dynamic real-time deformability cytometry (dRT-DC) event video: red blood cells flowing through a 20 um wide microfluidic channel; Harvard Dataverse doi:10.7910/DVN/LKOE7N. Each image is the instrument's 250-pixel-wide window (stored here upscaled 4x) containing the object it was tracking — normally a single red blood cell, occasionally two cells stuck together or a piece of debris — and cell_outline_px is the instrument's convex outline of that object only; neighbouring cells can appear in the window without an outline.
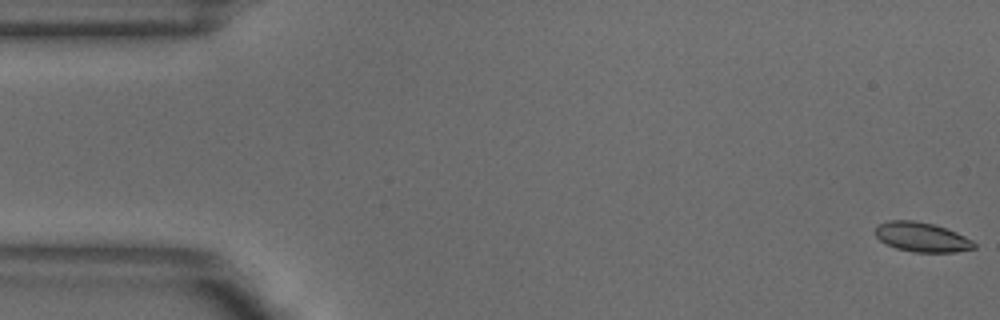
{"species": "common noctule bat (a hibernating species)", "species_latin": "Nyctalus noctula", "temperature_condition": "warm", "stored_images_in_passage": 5, "camera_frame_rate_fps": 3000, "um_per_image_px": 0.085, "animal": {"sex": "male", "body_mass_g": 18.8}, "frame": {"image": 1, "passage_image": 1, "time_ms": 0.0, "image_size_px": [1000, 320], "cell_outline_px": [[976, 248], [956, 252], [912, 252], [896, 248], [884, 244], [876, 236], [876, 224], [888, 220], [912, 220], [932, 224], [956, 232], [972, 240], [976, 244]], "centroid_in_image_um": [78.33, 20.16], "position_along_channel_um": 6.7, "area_um2": 17.05}}
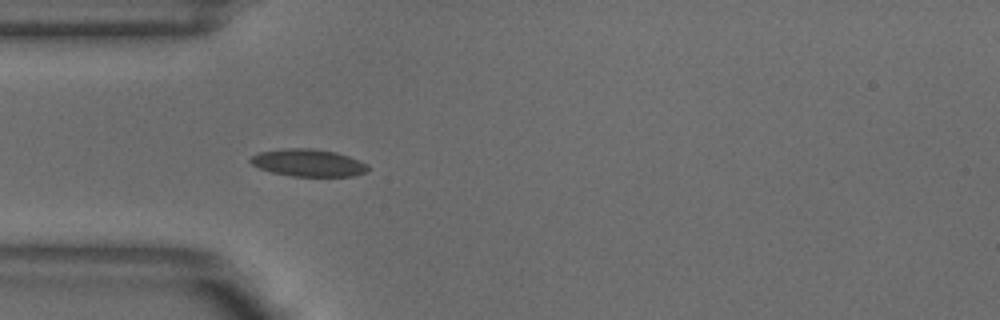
{"frame": {"image": 2, "passage_image": 5, "time_ms": 1.333, "image_size_px": [1000, 320], "cell_outline_px": [[372, 168], [364, 172], [352, 176], [292, 176], [272, 172], [260, 168], [252, 164], [248, 160], [252, 156], [260, 152], [284, 148], [312, 148], [336, 152], [348, 156], [368, 164]], "centroid_in_image_um": [26.21, 13.83], "position_along_channel_um": 58.8, "area_um2": 18.67}}